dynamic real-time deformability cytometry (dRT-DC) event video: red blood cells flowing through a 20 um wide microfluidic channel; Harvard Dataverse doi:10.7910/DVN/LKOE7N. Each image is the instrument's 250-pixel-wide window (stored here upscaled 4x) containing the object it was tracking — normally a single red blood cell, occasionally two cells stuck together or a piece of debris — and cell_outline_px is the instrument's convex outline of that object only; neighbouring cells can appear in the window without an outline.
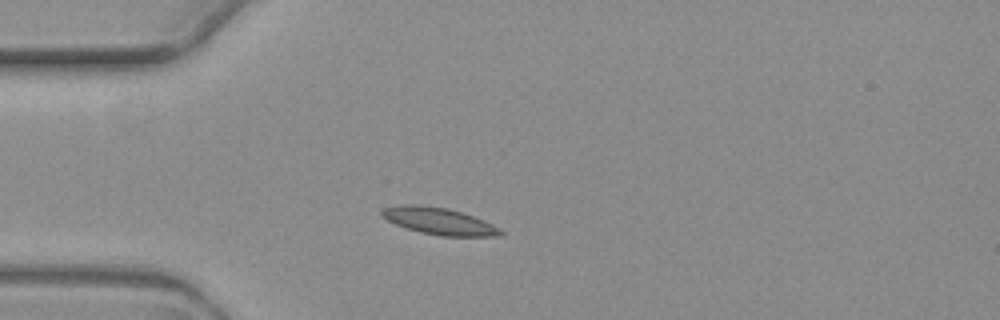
{"species": "common noctule bat (a hibernating species)", "species_latin": "Nyctalus noctula", "temperature_condition": "warm", "stored_images_in_passage": 2, "camera_frame_rate_fps": 3000, "um_per_image_px": 0.085, "animal": {"sex": "female", "body_mass_g": 19.3, "forearm_length_mm": 54.1}, "frame": {"image": 1, "passage_image": 1, "time_ms": 0.0, "image_size_px": [1000, 320], "cell_outline_px": [[504, 232], [500, 236], [440, 236], [420, 232], [396, 224], [388, 220], [380, 212], [384, 208], [400, 204], [420, 204], [448, 208], [484, 220], [500, 228]], "centroid_in_image_um": [37.34, 18.79], "position_along_channel_um": 47.7, "area_um2": 18.5}}